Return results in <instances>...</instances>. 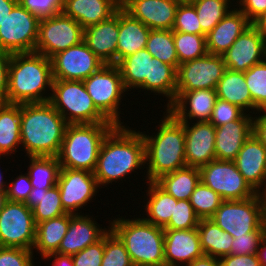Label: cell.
Returning a JSON list of instances; mask_svg holds the SVG:
<instances>
[{"instance_id": "836d02e7", "label": "cell", "mask_w": 266, "mask_h": 266, "mask_svg": "<svg viewBox=\"0 0 266 266\" xmlns=\"http://www.w3.org/2000/svg\"><path fill=\"white\" fill-rule=\"evenodd\" d=\"M20 145V104L0 103V154H16Z\"/></svg>"}, {"instance_id": "f546056e", "label": "cell", "mask_w": 266, "mask_h": 266, "mask_svg": "<svg viewBox=\"0 0 266 266\" xmlns=\"http://www.w3.org/2000/svg\"><path fill=\"white\" fill-rule=\"evenodd\" d=\"M70 213L45 220L36 225V236L33 250L43 257L58 251L63 237L69 228Z\"/></svg>"}, {"instance_id": "277c9868", "label": "cell", "mask_w": 266, "mask_h": 266, "mask_svg": "<svg viewBox=\"0 0 266 266\" xmlns=\"http://www.w3.org/2000/svg\"><path fill=\"white\" fill-rule=\"evenodd\" d=\"M166 113V114H165ZM163 119L152 135L141 132L145 142L147 180L186 167L184 124L165 109Z\"/></svg>"}, {"instance_id": "44dd1931", "label": "cell", "mask_w": 266, "mask_h": 266, "mask_svg": "<svg viewBox=\"0 0 266 266\" xmlns=\"http://www.w3.org/2000/svg\"><path fill=\"white\" fill-rule=\"evenodd\" d=\"M164 254L165 266H187L202 257L197 228L164 229Z\"/></svg>"}, {"instance_id": "e7e4bbea", "label": "cell", "mask_w": 266, "mask_h": 266, "mask_svg": "<svg viewBox=\"0 0 266 266\" xmlns=\"http://www.w3.org/2000/svg\"><path fill=\"white\" fill-rule=\"evenodd\" d=\"M6 201H7L6 191H0V210L3 209Z\"/></svg>"}, {"instance_id": "30bf717a", "label": "cell", "mask_w": 266, "mask_h": 266, "mask_svg": "<svg viewBox=\"0 0 266 266\" xmlns=\"http://www.w3.org/2000/svg\"><path fill=\"white\" fill-rule=\"evenodd\" d=\"M83 38L84 28L61 12L40 19L35 52L50 59L57 53L80 44Z\"/></svg>"}, {"instance_id": "7bdbcfd3", "label": "cell", "mask_w": 266, "mask_h": 266, "mask_svg": "<svg viewBox=\"0 0 266 266\" xmlns=\"http://www.w3.org/2000/svg\"><path fill=\"white\" fill-rule=\"evenodd\" d=\"M222 202L221 196L201 181L190 198V203L199 219H210Z\"/></svg>"}, {"instance_id": "4fadbf2b", "label": "cell", "mask_w": 266, "mask_h": 266, "mask_svg": "<svg viewBox=\"0 0 266 266\" xmlns=\"http://www.w3.org/2000/svg\"><path fill=\"white\" fill-rule=\"evenodd\" d=\"M200 181L223 200H245L257 192L243 178L234 161L214 159L199 168Z\"/></svg>"}, {"instance_id": "03108f58", "label": "cell", "mask_w": 266, "mask_h": 266, "mask_svg": "<svg viewBox=\"0 0 266 266\" xmlns=\"http://www.w3.org/2000/svg\"><path fill=\"white\" fill-rule=\"evenodd\" d=\"M7 184V182H4L3 173L0 172V191H5Z\"/></svg>"}, {"instance_id": "83f0119b", "label": "cell", "mask_w": 266, "mask_h": 266, "mask_svg": "<svg viewBox=\"0 0 266 266\" xmlns=\"http://www.w3.org/2000/svg\"><path fill=\"white\" fill-rule=\"evenodd\" d=\"M150 30L140 20L132 17L120 7L117 63L128 55L144 49Z\"/></svg>"}, {"instance_id": "8d00e7d4", "label": "cell", "mask_w": 266, "mask_h": 266, "mask_svg": "<svg viewBox=\"0 0 266 266\" xmlns=\"http://www.w3.org/2000/svg\"><path fill=\"white\" fill-rule=\"evenodd\" d=\"M150 60H152V55L144 48L128 55L116 64L127 91L134 90V88L138 90L145 79H149Z\"/></svg>"}, {"instance_id": "91938a15", "label": "cell", "mask_w": 266, "mask_h": 266, "mask_svg": "<svg viewBox=\"0 0 266 266\" xmlns=\"http://www.w3.org/2000/svg\"><path fill=\"white\" fill-rule=\"evenodd\" d=\"M17 3L18 0H0V26Z\"/></svg>"}, {"instance_id": "4316f807", "label": "cell", "mask_w": 266, "mask_h": 266, "mask_svg": "<svg viewBox=\"0 0 266 266\" xmlns=\"http://www.w3.org/2000/svg\"><path fill=\"white\" fill-rule=\"evenodd\" d=\"M119 8L113 0H63L62 13L85 29L109 19Z\"/></svg>"}, {"instance_id": "b9f144b4", "label": "cell", "mask_w": 266, "mask_h": 266, "mask_svg": "<svg viewBox=\"0 0 266 266\" xmlns=\"http://www.w3.org/2000/svg\"><path fill=\"white\" fill-rule=\"evenodd\" d=\"M173 38L179 65L201 58L208 53L206 48V35L173 31Z\"/></svg>"}, {"instance_id": "4dcf8cb0", "label": "cell", "mask_w": 266, "mask_h": 266, "mask_svg": "<svg viewBox=\"0 0 266 266\" xmlns=\"http://www.w3.org/2000/svg\"><path fill=\"white\" fill-rule=\"evenodd\" d=\"M215 91L217 98L238 106L245 113H252V98L245 81L244 72L227 68ZM250 109L251 111H249Z\"/></svg>"}, {"instance_id": "484cf974", "label": "cell", "mask_w": 266, "mask_h": 266, "mask_svg": "<svg viewBox=\"0 0 266 266\" xmlns=\"http://www.w3.org/2000/svg\"><path fill=\"white\" fill-rule=\"evenodd\" d=\"M252 23L238 9H231L227 15L206 35L209 54L222 55Z\"/></svg>"}, {"instance_id": "6f0895ef", "label": "cell", "mask_w": 266, "mask_h": 266, "mask_svg": "<svg viewBox=\"0 0 266 266\" xmlns=\"http://www.w3.org/2000/svg\"><path fill=\"white\" fill-rule=\"evenodd\" d=\"M257 113L260 114L253 116V134L266 147V110Z\"/></svg>"}, {"instance_id": "3957f363", "label": "cell", "mask_w": 266, "mask_h": 266, "mask_svg": "<svg viewBox=\"0 0 266 266\" xmlns=\"http://www.w3.org/2000/svg\"><path fill=\"white\" fill-rule=\"evenodd\" d=\"M53 80L49 58L36 52L13 53L8 65L6 103L49 102L51 93L46 91L52 90Z\"/></svg>"}, {"instance_id": "6125c7cd", "label": "cell", "mask_w": 266, "mask_h": 266, "mask_svg": "<svg viewBox=\"0 0 266 266\" xmlns=\"http://www.w3.org/2000/svg\"><path fill=\"white\" fill-rule=\"evenodd\" d=\"M258 259L262 266H266V232L262 238L260 247L257 253Z\"/></svg>"}, {"instance_id": "74e56055", "label": "cell", "mask_w": 266, "mask_h": 266, "mask_svg": "<svg viewBox=\"0 0 266 266\" xmlns=\"http://www.w3.org/2000/svg\"><path fill=\"white\" fill-rule=\"evenodd\" d=\"M27 174L33 188L51 189L57 185L60 164L57 157H29Z\"/></svg>"}, {"instance_id": "ab89813d", "label": "cell", "mask_w": 266, "mask_h": 266, "mask_svg": "<svg viewBox=\"0 0 266 266\" xmlns=\"http://www.w3.org/2000/svg\"><path fill=\"white\" fill-rule=\"evenodd\" d=\"M230 0H193L202 31L207 35L231 10ZM231 4V5H230Z\"/></svg>"}, {"instance_id": "603a6c76", "label": "cell", "mask_w": 266, "mask_h": 266, "mask_svg": "<svg viewBox=\"0 0 266 266\" xmlns=\"http://www.w3.org/2000/svg\"><path fill=\"white\" fill-rule=\"evenodd\" d=\"M234 162L243 178L257 193L266 190V147L254 134L245 141Z\"/></svg>"}, {"instance_id": "ee69618b", "label": "cell", "mask_w": 266, "mask_h": 266, "mask_svg": "<svg viewBox=\"0 0 266 266\" xmlns=\"http://www.w3.org/2000/svg\"><path fill=\"white\" fill-rule=\"evenodd\" d=\"M101 266H134L125 244L111 229L104 236V255Z\"/></svg>"}, {"instance_id": "8992f818", "label": "cell", "mask_w": 266, "mask_h": 266, "mask_svg": "<svg viewBox=\"0 0 266 266\" xmlns=\"http://www.w3.org/2000/svg\"><path fill=\"white\" fill-rule=\"evenodd\" d=\"M114 123L68 124L57 156L60 168L94 172L104 138Z\"/></svg>"}, {"instance_id": "e0dca14e", "label": "cell", "mask_w": 266, "mask_h": 266, "mask_svg": "<svg viewBox=\"0 0 266 266\" xmlns=\"http://www.w3.org/2000/svg\"><path fill=\"white\" fill-rule=\"evenodd\" d=\"M222 57L228 69L246 72L266 58V38L252 24L222 54Z\"/></svg>"}, {"instance_id": "e575fe53", "label": "cell", "mask_w": 266, "mask_h": 266, "mask_svg": "<svg viewBox=\"0 0 266 266\" xmlns=\"http://www.w3.org/2000/svg\"><path fill=\"white\" fill-rule=\"evenodd\" d=\"M155 182L176 200H190L200 183L199 168L186 166L160 176Z\"/></svg>"}, {"instance_id": "a7ac6f4b", "label": "cell", "mask_w": 266, "mask_h": 266, "mask_svg": "<svg viewBox=\"0 0 266 266\" xmlns=\"http://www.w3.org/2000/svg\"><path fill=\"white\" fill-rule=\"evenodd\" d=\"M265 201V207H266V190L262 193Z\"/></svg>"}, {"instance_id": "5bb4252c", "label": "cell", "mask_w": 266, "mask_h": 266, "mask_svg": "<svg viewBox=\"0 0 266 266\" xmlns=\"http://www.w3.org/2000/svg\"><path fill=\"white\" fill-rule=\"evenodd\" d=\"M226 69L222 55L207 53L201 58L184 62L177 68L176 92L215 90Z\"/></svg>"}, {"instance_id": "cb8c5ba5", "label": "cell", "mask_w": 266, "mask_h": 266, "mask_svg": "<svg viewBox=\"0 0 266 266\" xmlns=\"http://www.w3.org/2000/svg\"><path fill=\"white\" fill-rule=\"evenodd\" d=\"M119 9L109 19L84 29L83 41L104 63L117 64Z\"/></svg>"}, {"instance_id": "ac0fdd59", "label": "cell", "mask_w": 266, "mask_h": 266, "mask_svg": "<svg viewBox=\"0 0 266 266\" xmlns=\"http://www.w3.org/2000/svg\"><path fill=\"white\" fill-rule=\"evenodd\" d=\"M185 130L186 165L195 168L216 159L215 136L216 128L208 122H182ZM193 124V125H191ZM191 125V126H190Z\"/></svg>"}, {"instance_id": "bcb514c9", "label": "cell", "mask_w": 266, "mask_h": 266, "mask_svg": "<svg viewBox=\"0 0 266 266\" xmlns=\"http://www.w3.org/2000/svg\"><path fill=\"white\" fill-rule=\"evenodd\" d=\"M199 220L190 200H177L170 221L163 229H193L198 227Z\"/></svg>"}, {"instance_id": "9a60e30c", "label": "cell", "mask_w": 266, "mask_h": 266, "mask_svg": "<svg viewBox=\"0 0 266 266\" xmlns=\"http://www.w3.org/2000/svg\"><path fill=\"white\" fill-rule=\"evenodd\" d=\"M57 186L62 207L71 214H79V209L91 202L99 191L97 179L87 170L60 168Z\"/></svg>"}, {"instance_id": "f5cc1de1", "label": "cell", "mask_w": 266, "mask_h": 266, "mask_svg": "<svg viewBox=\"0 0 266 266\" xmlns=\"http://www.w3.org/2000/svg\"><path fill=\"white\" fill-rule=\"evenodd\" d=\"M33 186L30 182L29 175L21 174L6 186L7 200L16 202H26L32 191Z\"/></svg>"}, {"instance_id": "f907efd6", "label": "cell", "mask_w": 266, "mask_h": 266, "mask_svg": "<svg viewBox=\"0 0 266 266\" xmlns=\"http://www.w3.org/2000/svg\"><path fill=\"white\" fill-rule=\"evenodd\" d=\"M18 2L39 19L57 15L63 9V0H18Z\"/></svg>"}, {"instance_id": "c3c4849f", "label": "cell", "mask_w": 266, "mask_h": 266, "mask_svg": "<svg viewBox=\"0 0 266 266\" xmlns=\"http://www.w3.org/2000/svg\"><path fill=\"white\" fill-rule=\"evenodd\" d=\"M245 112L228 101L217 98L209 120L215 127L238 120Z\"/></svg>"}, {"instance_id": "7a4b0ae2", "label": "cell", "mask_w": 266, "mask_h": 266, "mask_svg": "<svg viewBox=\"0 0 266 266\" xmlns=\"http://www.w3.org/2000/svg\"><path fill=\"white\" fill-rule=\"evenodd\" d=\"M67 125L49 102L20 104V148L28 157H57Z\"/></svg>"}, {"instance_id": "681fc988", "label": "cell", "mask_w": 266, "mask_h": 266, "mask_svg": "<svg viewBox=\"0 0 266 266\" xmlns=\"http://www.w3.org/2000/svg\"><path fill=\"white\" fill-rule=\"evenodd\" d=\"M33 250L0 246V266H34Z\"/></svg>"}, {"instance_id": "7dc6e473", "label": "cell", "mask_w": 266, "mask_h": 266, "mask_svg": "<svg viewBox=\"0 0 266 266\" xmlns=\"http://www.w3.org/2000/svg\"><path fill=\"white\" fill-rule=\"evenodd\" d=\"M265 232L266 230H255L254 232L237 236L231 243V254H257Z\"/></svg>"}, {"instance_id": "2e32d148", "label": "cell", "mask_w": 266, "mask_h": 266, "mask_svg": "<svg viewBox=\"0 0 266 266\" xmlns=\"http://www.w3.org/2000/svg\"><path fill=\"white\" fill-rule=\"evenodd\" d=\"M53 79L84 81L104 63L82 41L50 58Z\"/></svg>"}, {"instance_id": "d590c367", "label": "cell", "mask_w": 266, "mask_h": 266, "mask_svg": "<svg viewBox=\"0 0 266 266\" xmlns=\"http://www.w3.org/2000/svg\"><path fill=\"white\" fill-rule=\"evenodd\" d=\"M197 230L204 255L221 258L231 254V243L234 238L211 219H200Z\"/></svg>"}, {"instance_id": "7c38bea8", "label": "cell", "mask_w": 266, "mask_h": 266, "mask_svg": "<svg viewBox=\"0 0 266 266\" xmlns=\"http://www.w3.org/2000/svg\"><path fill=\"white\" fill-rule=\"evenodd\" d=\"M36 224L25 202L7 200L0 210V246L33 250Z\"/></svg>"}, {"instance_id": "be15d7a7", "label": "cell", "mask_w": 266, "mask_h": 266, "mask_svg": "<svg viewBox=\"0 0 266 266\" xmlns=\"http://www.w3.org/2000/svg\"><path fill=\"white\" fill-rule=\"evenodd\" d=\"M266 38V11L253 23Z\"/></svg>"}, {"instance_id": "94428289", "label": "cell", "mask_w": 266, "mask_h": 266, "mask_svg": "<svg viewBox=\"0 0 266 266\" xmlns=\"http://www.w3.org/2000/svg\"><path fill=\"white\" fill-rule=\"evenodd\" d=\"M187 266H221L219 258L203 255L200 258L195 259Z\"/></svg>"}, {"instance_id": "003e7915", "label": "cell", "mask_w": 266, "mask_h": 266, "mask_svg": "<svg viewBox=\"0 0 266 266\" xmlns=\"http://www.w3.org/2000/svg\"><path fill=\"white\" fill-rule=\"evenodd\" d=\"M119 7H122L125 0H113Z\"/></svg>"}, {"instance_id": "60d3db41", "label": "cell", "mask_w": 266, "mask_h": 266, "mask_svg": "<svg viewBox=\"0 0 266 266\" xmlns=\"http://www.w3.org/2000/svg\"><path fill=\"white\" fill-rule=\"evenodd\" d=\"M244 77L251 93L252 115L266 110V58L244 72Z\"/></svg>"}, {"instance_id": "89a4df30", "label": "cell", "mask_w": 266, "mask_h": 266, "mask_svg": "<svg viewBox=\"0 0 266 266\" xmlns=\"http://www.w3.org/2000/svg\"><path fill=\"white\" fill-rule=\"evenodd\" d=\"M180 2H191L193 0H179Z\"/></svg>"}, {"instance_id": "6da1fadb", "label": "cell", "mask_w": 266, "mask_h": 266, "mask_svg": "<svg viewBox=\"0 0 266 266\" xmlns=\"http://www.w3.org/2000/svg\"><path fill=\"white\" fill-rule=\"evenodd\" d=\"M145 166V142L141 132L116 125L101 144L93 174L99 188H104L112 182L122 181L135 170H144Z\"/></svg>"}, {"instance_id": "f6af8a7d", "label": "cell", "mask_w": 266, "mask_h": 266, "mask_svg": "<svg viewBox=\"0 0 266 266\" xmlns=\"http://www.w3.org/2000/svg\"><path fill=\"white\" fill-rule=\"evenodd\" d=\"M172 31L206 35L201 29L196 9L191 2L179 3Z\"/></svg>"}, {"instance_id": "7402d4cb", "label": "cell", "mask_w": 266, "mask_h": 266, "mask_svg": "<svg viewBox=\"0 0 266 266\" xmlns=\"http://www.w3.org/2000/svg\"><path fill=\"white\" fill-rule=\"evenodd\" d=\"M70 213L69 228L62 242L59 246L57 253L73 255L85 249L89 245L95 244L101 240L109 231L108 228H102L97 224L96 220L89 215H82ZM89 216V217H88Z\"/></svg>"}, {"instance_id": "ffe728a7", "label": "cell", "mask_w": 266, "mask_h": 266, "mask_svg": "<svg viewBox=\"0 0 266 266\" xmlns=\"http://www.w3.org/2000/svg\"><path fill=\"white\" fill-rule=\"evenodd\" d=\"M216 100V91L212 89L176 92L174 102L166 110L180 122H208Z\"/></svg>"}, {"instance_id": "d4e9b609", "label": "cell", "mask_w": 266, "mask_h": 266, "mask_svg": "<svg viewBox=\"0 0 266 266\" xmlns=\"http://www.w3.org/2000/svg\"><path fill=\"white\" fill-rule=\"evenodd\" d=\"M216 128V159L234 161L245 141L253 134V116L244 113L238 120Z\"/></svg>"}, {"instance_id": "11a10c76", "label": "cell", "mask_w": 266, "mask_h": 266, "mask_svg": "<svg viewBox=\"0 0 266 266\" xmlns=\"http://www.w3.org/2000/svg\"><path fill=\"white\" fill-rule=\"evenodd\" d=\"M221 266H262L257 254L225 255L219 258Z\"/></svg>"}, {"instance_id": "5b68a950", "label": "cell", "mask_w": 266, "mask_h": 266, "mask_svg": "<svg viewBox=\"0 0 266 266\" xmlns=\"http://www.w3.org/2000/svg\"><path fill=\"white\" fill-rule=\"evenodd\" d=\"M111 220L110 228L125 244L134 266H165L162 227L145 221L143 217Z\"/></svg>"}, {"instance_id": "d6986e66", "label": "cell", "mask_w": 266, "mask_h": 266, "mask_svg": "<svg viewBox=\"0 0 266 266\" xmlns=\"http://www.w3.org/2000/svg\"><path fill=\"white\" fill-rule=\"evenodd\" d=\"M179 0H125L122 8L151 30H172Z\"/></svg>"}, {"instance_id": "f1b7e54d", "label": "cell", "mask_w": 266, "mask_h": 266, "mask_svg": "<svg viewBox=\"0 0 266 266\" xmlns=\"http://www.w3.org/2000/svg\"><path fill=\"white\" fill-rule=\"evenodd\" d=\"M176 74L177 70L167 63L161 62L159 59L152 57L150 60L149 79L138 87L142 91H151L154 95H162L168 99L164 106L166 109L174 102L176 97ZM158 93V94H156Z\"/></svg>"}, {"instance_id": "816d5d0a", "label": "cell", "mask_w": 266, "mask_h": 266, "mask_svg": "<svg viewBox=\"0 0 266 266\" xmlns=\"http://www.w3.org/2000/svg\"><path fill=\"white\" fill-rule=\"evenodd\" d=\"M103 255L104 237L95 244L73 254L72 259L75 266H101Z\"/></svg>"}, {"instance_id": "9f6ffc18", "label": "cell", "mask_w": 266, "mask_h": 266, "mask_svg": "<svg viewBox=\"0 0 266 266\" xmlns=\"http://www.w3.org/2000/svg\"><path fill=\"white\" fill-rule=\"evenodd\" d=\"M12 53L0 50V103H6L8 88V65Z\"/></svg>"}, {"instance_id": "9c48e42d", "label": "cell", "mask_w": 266, "mask_h": 266, "mask_svg": "<svg viewBox=\"0 0 266 266\" xmlns=\"http://www.w3.org/2000/svg\"><path fill=\"white\" fill-rule=\"evenodd\" d=\"M83 83L96 108L115 125H123L119 106L127 90L117 65L104 64Z\"/></svg>"}, {"instance_id": "f35d334b", "label": "cell", "mask_w": 266, "mask_h": 266, "mask_svg": "<svg viewBox=\"0 0 266 266\" xmlns=\"http://www.w3.org/2000/svg\"><path fill=\"white\" fill-rule=\"evenodd\" d=\"M146 50L163 63L179 66L172 30H150Z\"/></svg>"}, {"instance_id": "52a82bcc", "label": "cell", "mask_w": 266, "mask_h": 266, "mask_svg": "<svg viewBox=\"0 0 266 266\" xmlns=\"http://www.w3.org/2000/svg\"><path fill=\"white\" fill-rule=\"evenodd\" d=\"M49 103L68 124L112 123L96 108L83 81L54 79Z\"/></svg>"}, {"instance_id": "8fae6325", "label": "cell", "mask_w": 266, "mask_h": 266, "mask_svg": "<svg viewBox=\"0 0 266 266\" xmlns=\"http://www.w3.org/2000/svg\"><path fill=\"white\" fill-rule=\"evenodd\" d=\"M39 21L18 2L0 26V50L12 54L35 52Z\"/></svg>"}, {"instance_id": "1f68e13d", "label": "cell", "mask_w": 266, "mask_h": 266, "mask_svg": "<svg viewBox=\"0 0 266 266\" xmlns=\"http://www.w3.org/2000/svg\"><path fill=\"white\" fill-rule=\"evenodd\" d=\"M149 186L147 192V202L144 204L146 216L143 219L149 223L164 228L170 221L174 211V203L177 200L164 191L155 181L146 182ZM149 196V199H148Z\"/></svg>"}, {"instance_id": "680465c9", "label": "cell", "mask_w": 266, "mask_h": 266, "mask_svg": "<svg viewBox=\"0 0 266 266\" xmlns=\"http://www.w3.org/2000/svg\"><path fill=\"white\" fill-rule=\"evenodd\" d=\"M44 260H50V263L52 261V266H75L72 255H67V254H60V253H52L49 254L48 256L43 257ZM52 260H51V259Z\"/></svg>"}, {"instance_id": "d6a6232c", "label": "cell", "mask_w": 266, "mask_h": 266, "mask_svg": "<svg viewBox=\"0 0 266 266\" xmlns=\"http://www.w3.org/2000/svg\"><path fill=\"white\" fill-rule=\"evenodd\" d=\"M25 204L32 210L35 224L66 214L61 204L59 187L33 188Z\"/></svg>"}, {"instance_id": "ba28073f", "label": "cell", "mask_w": 266, "mask_h": 266, "mask_svg": "<svg viewBox=\"0 0 266 266\" xmlns=\"http://www.w3.org/2000/svg\"><path fill=\"white\" fill-rule=\"evenodd\" d=\"M233 238L266 230V207L262 193L245 200H223L210 218Z\"/></svg>"}, {"instance_id": "db71d44e", "label": "cell", "mask_w": 266, "mask_h": 266, "mask_svg": "<svg viewBox=\"0 0 266 266\" xmlns=\"http://www.w3.org/2000/svg\"><path fill=\"white\" fill-rule=\"evenodd\" d=\"M237 3L252 24L266 11V0H237Z\"/></svg>"}]
</instances>
